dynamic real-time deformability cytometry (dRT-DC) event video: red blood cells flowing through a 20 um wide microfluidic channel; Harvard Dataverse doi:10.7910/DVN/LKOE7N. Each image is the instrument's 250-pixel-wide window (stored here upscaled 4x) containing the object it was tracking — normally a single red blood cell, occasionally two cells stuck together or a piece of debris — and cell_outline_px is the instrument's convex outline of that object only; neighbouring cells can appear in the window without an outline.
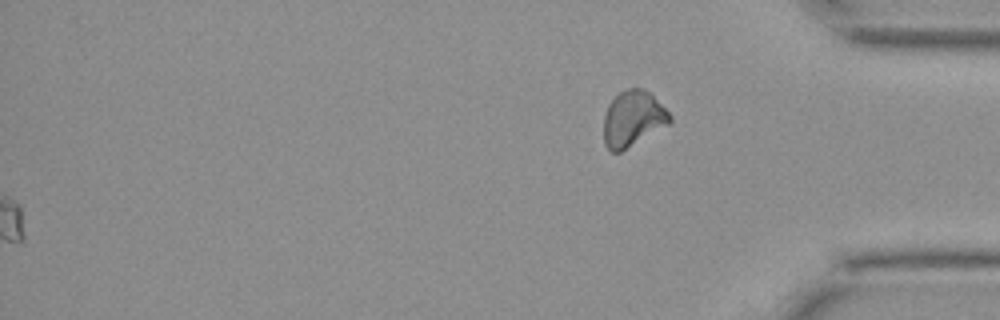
{"species": "Egyptian fruit bat (a non-hibernating species)", "species_latin": "Rousettus aegyptiacus", "temperature_condition": "cold", "stored_images_in_passage": 42, "segment_of_instrument_passage": [2, 2], "camera_frame_rate_fps": 3000, "um_per_image_px": 0.085, "animal": {"sex": "female"}, "frame": {"image": 1, "passage_image": 42, "time_ms": 13.667, "image_size_px": [1000, 320], "cell_outline_px": [[672, 120], [668, 124], [620, 152], [612, 152], [604, 144], [604, 116], [608, 104], [620, 92], [628, 88], [644, 88], [672, 116]], "centroid_in_image_um": [53.77, 10.09], "position_along_channel_um": 381.4, "area_um2": 21.04}}